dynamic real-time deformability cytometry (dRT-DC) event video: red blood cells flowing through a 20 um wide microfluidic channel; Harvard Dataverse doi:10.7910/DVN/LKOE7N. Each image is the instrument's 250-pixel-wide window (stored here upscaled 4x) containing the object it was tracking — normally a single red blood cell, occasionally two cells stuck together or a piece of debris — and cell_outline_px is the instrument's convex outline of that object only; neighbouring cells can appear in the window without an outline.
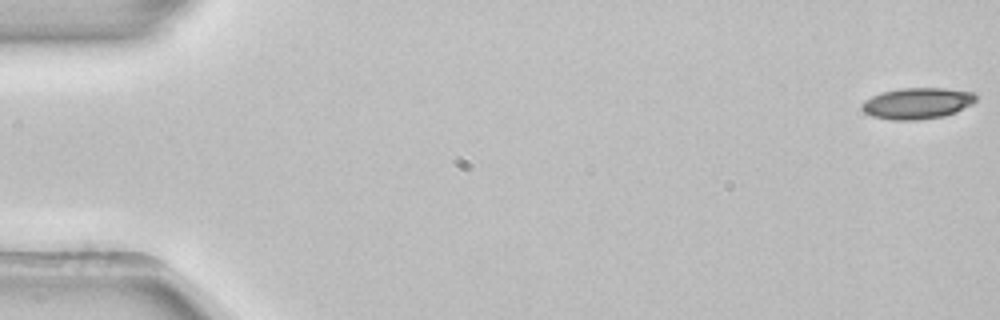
{"species": "common noctule bat (a hibernating species)", "species_latin": "Nyctalus noctula", "temperature_condition": "room temperature", "stored_images_in_passage": 53, "camera_frame_rate_fps": 3000, "um_per_image_px": 0.085, "animal": {"sex": "female", "body_mass_g": 22.7, "forearm_length_mm": 54.2}, "frame": {"image": 1, "passage_image": 1, "time_ms": 0.0, "image_size_px": [1000, 320], "cell_outline_px": [[976, 100], [972, 104], [956, 112], [944, 116], [920, 120], [888, 120], [872, 116], [864, 112], [864, 100], [880, 92], [900, 88], [944, 88], [976, 92]], "centroid_in_image_um": [78.0, 8.78], "position_along_channel_um": 7.0, "area_um2": 20.87}}
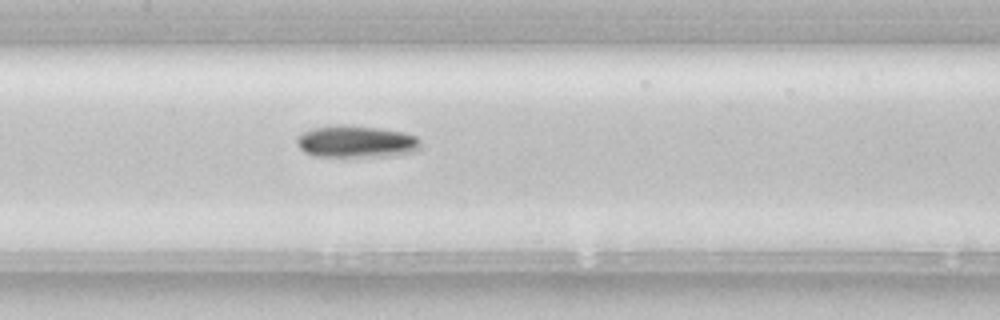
{"frame": {"image": 2, "passage_image": 26, "time_ms": 8.333, "image_size_px": [1000, 320], "cell_outline_px": [[420, 148], [412, 152], [392, 156], [316, 156], [304, 152], [296, 144], [296, 136], [312, 128], [336, 124], [340, 124], [380, 128], [404, 132], [416, 136], [420, 140]], "centroid_in_image_um": [30.26, 12.03], "position_along_channel_um": 177.1, "area_um2": 23.24}}
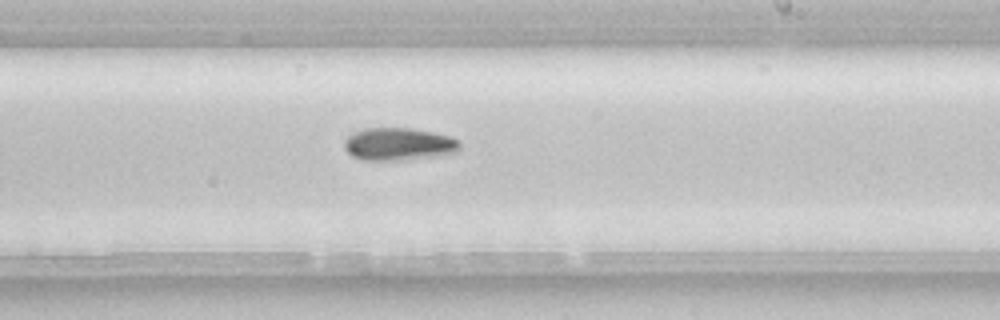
{"frame": {"image": 3, "passage_image": 32, "time_ms": 10.333, "image_size_px": [1000, 320], "cell_outline_px": [[460, 148], [456, 152], [440, 156], [396, 160], [364, 160], [352, 156], [344, 148], [344, 140], [348, 136], [364, 128], [412, 128], [432, 132], [448, 136], [460, 140]], "centroid_in_image_um": [33.9, 12.25], "position_along_channel_um": 255.1, "area_um2": 21.96}, "authors_computed_cell_mechanics": {"area_um2": 20.9814, "velocity_mm_per_s": 3.9163, "shape_relaxation_time_tau1_ms": 3.5422, "shape_relaxation_time_tau2_ms": null, "deformation_change_tau1": 0.0973, "deformation_change_tau2": null}}